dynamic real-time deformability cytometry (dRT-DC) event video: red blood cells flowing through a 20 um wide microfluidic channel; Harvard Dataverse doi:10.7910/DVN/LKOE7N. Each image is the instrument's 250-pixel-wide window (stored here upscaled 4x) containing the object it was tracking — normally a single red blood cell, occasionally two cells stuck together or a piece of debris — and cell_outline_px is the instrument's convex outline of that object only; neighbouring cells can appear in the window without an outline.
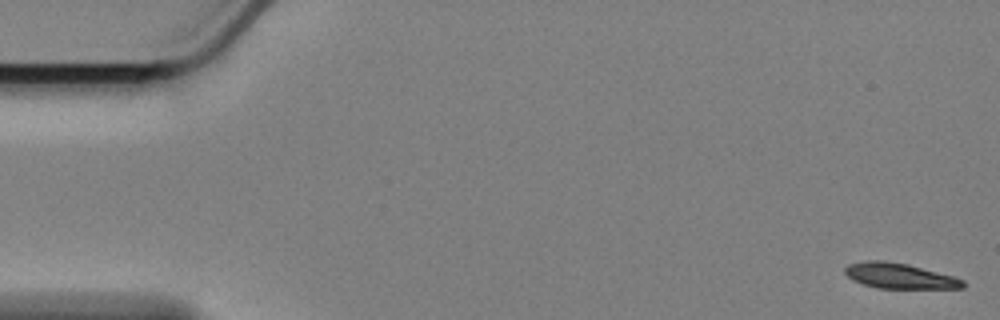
{"species": "Egyptian fruit bat (a non-hibernating species)", "species_latin": "Rousettus aegyptiacus", "temperature_condition": "cold", "stored_images_in_passage": 58, "camera_frame_rate_fps": 3000, "um_per_image_px": 0.085, "animal": {"sex": "female"}, "frame": {"image": 1, "passage_image": 1, "time_ms": 0.0, "image_size_px": [1000, 320], "cell_outline_px": [[964, 288], [876, 288], [852, 280], [844, 272], [844, 268], [848, 264], [864, 260], [884, 260], [908, 264], [952, 276], [964, 280]], "centroid_in_image_um": [76.41, 23.44], "position_along_channel_um": 8.6, "area_um2": 17.4}}
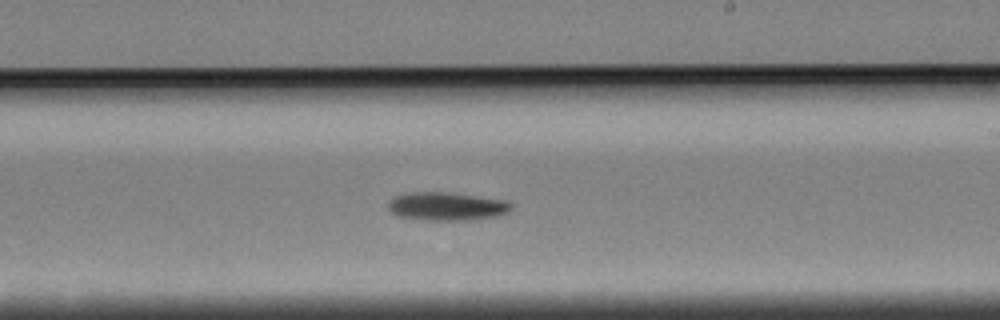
{"frame": {"image": 2, "passage_image": 34, "time_ms": 11.0, "image_size_px": [1000, 320], "cell_outline_px": [[512, 208], [508, 212], [496, 216], [468, 220], [420, 220], [396, 216], [388, 208], [388, 200], [396, 196], [408, 192], [448, 192], [508, 200], [512, 204]], "centroid_in_image_um": [37.96, 17.53], "position_along_channel_um": 251.0, "area_um2": 20.52}}
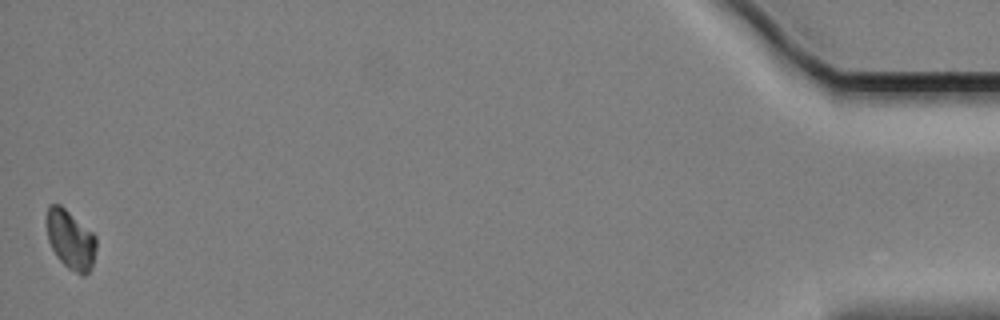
{"frame": {"image": 3, "passage_image": 58, "time_ms": 19.0, "image_size_px": [1000, 320], "cell_outline_px": [[96, 248], [92, 268], [84, 276], [80, 276], [68, 268], [56, 256], [48, 240], [48, 208], [52, 204], [60, 204], [92, 232], [96, 236]], "centroid_in_image_um": [6.03, 20.42], "position_along_channel_um": 429.2, "area_um2": 16.88}, "authors_computed_cell_mechanics": {"area_um2": 18.7561, "velocity_mm_per_s": 3.3795, "shape_relaxation_time_tau1_ms": 3.0284, "shape_relaxation_time_tau2_ms": null, "deformation_change_tau1": 0.0858, "deformation_change_tau2": null}}